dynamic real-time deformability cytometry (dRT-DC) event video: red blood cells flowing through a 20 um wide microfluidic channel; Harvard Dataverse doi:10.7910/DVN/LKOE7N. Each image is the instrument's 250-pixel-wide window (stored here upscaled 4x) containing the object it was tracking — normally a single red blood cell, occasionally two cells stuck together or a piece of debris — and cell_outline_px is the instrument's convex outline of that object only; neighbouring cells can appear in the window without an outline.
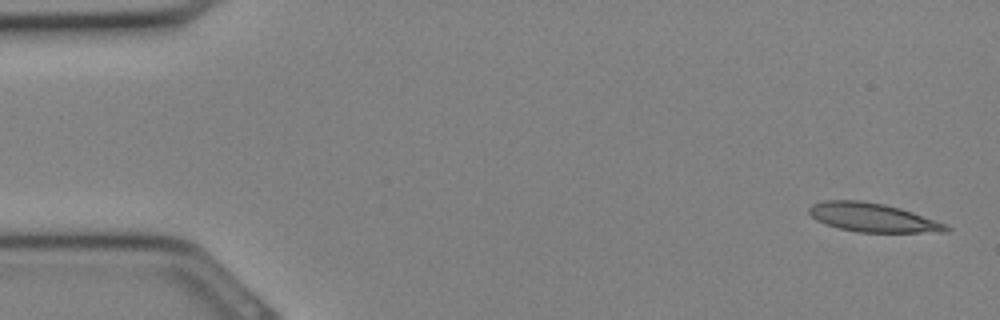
{"species": "Egyptian fruit bat (a non-hibernating species)", "species_latin": "Rousettus aegyptiacus", "temperature_condition": "cold", "stored_images_in_passage": 13, "camera_frame_rate_fps": 3000, "um_per_image_px": 0.085, "animal": {"sex": "female"}, "frame": {"image": 1, "passage_image": 1, "time_ms": 0.0, "image_size_px": [1000, 320], "cell_outline_px": [[952, 228], [948, 232], [860, 232], [840, 228], [824, 224], [816, 220], [808, 212], [808, 208], [812, 204], [824, 200], [860, 200], [884, 204], [900, 208], [948, 224]], "centroid_in_image_um": [74.19, 18.49], "position_along_channel_um": 10.8, "area_um2": 23.06}}
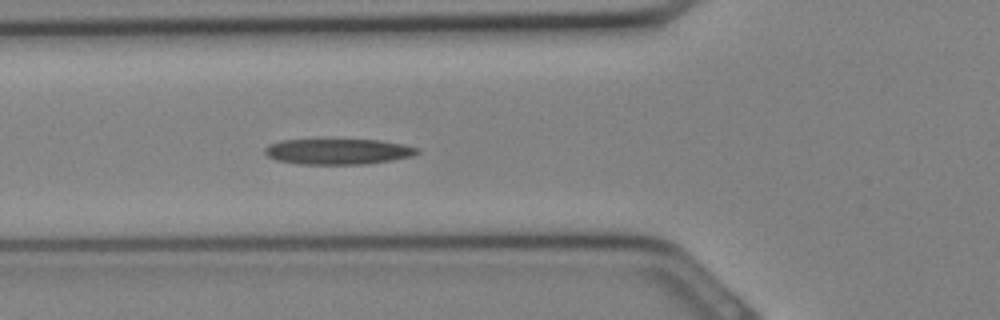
{"frame": {"image": 2, "passage_image": 11, "time_ms": 3.333, "image_size_px": [1000, 320], "cell_outline_px": [[420, 152], [412, 156], [392, 160], [368, 164], [300, 164], [276, 160], [268, 156], [264, 152], [264, 148], [268, 144], [280, 140], [380, 140], [404, 144], [420, 148]], "centroid_in_image_um": [28.75, 12.88], "position_along_channel_um": 97.1, "area_um2": 22.89}}
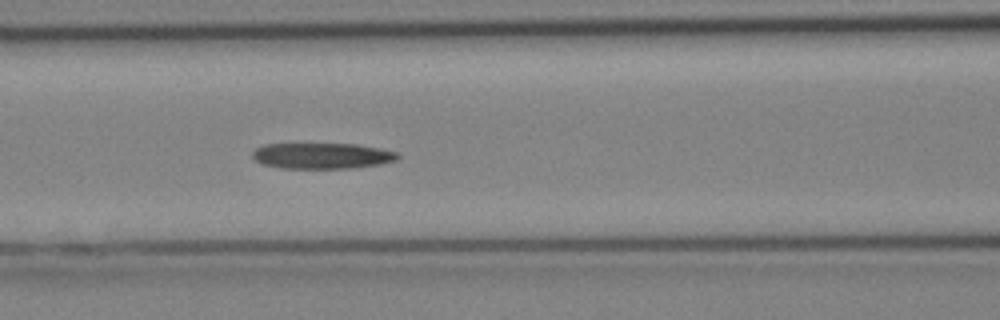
{"frame": {"image": 3, "passage_image": 13, "time_ms": 4.0, "image_size_px": [1000, 320], "cell_outline_px": [[400, 156], [396, 160], [380, 164], [352, 168], [280, 168], [264, 164], [256, 160], [252, 156], [252, 152], [256, 148], [264, 144], [356, 144], [380, 148], [400, 152]], "centroid_in_image_um": [27.41, 13.24], "position_along_channel_um": 139.2, "area_um2": 21.91}}